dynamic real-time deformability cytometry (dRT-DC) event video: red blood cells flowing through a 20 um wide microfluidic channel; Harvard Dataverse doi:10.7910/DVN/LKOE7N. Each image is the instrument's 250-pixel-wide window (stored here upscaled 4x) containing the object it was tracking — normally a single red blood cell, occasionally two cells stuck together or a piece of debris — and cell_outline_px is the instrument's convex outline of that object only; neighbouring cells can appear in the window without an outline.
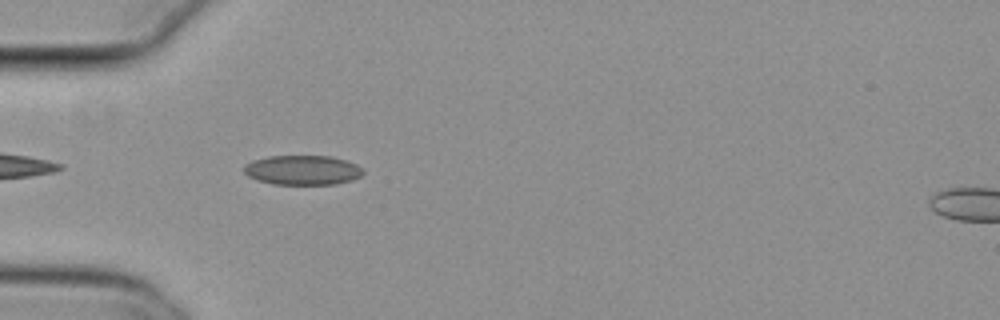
{"species": "common noctule bat (a hibernating species)", "species_latin": "Nyctalus noctula", "temperature_condition": "cold", "stored_images_in_passage": 41, "camera_frame_rate_fps": 3000, "um_per_image_px": 0.085, "animal": {"sex": "female", "body_mass_g": 29.2, "forearm_length_mm": 56.3}, "frame": {"image": 1, "passage_image": 4, "time_ms": 1.0, "image_size_px": [1000, 320], "cell_outline_px": [[364, 172], [360, 176], [352, 180], [336, 184], [272, 184], [248, 176], [244, 172], [244, 164], [252, 160], [268, 156], [332, 156], [356, 164], [364, 168]], "centroid_in_image_um": [25.73, 14.45], "position_along_channel_um": 59.3, "area_um2": 20.58}}
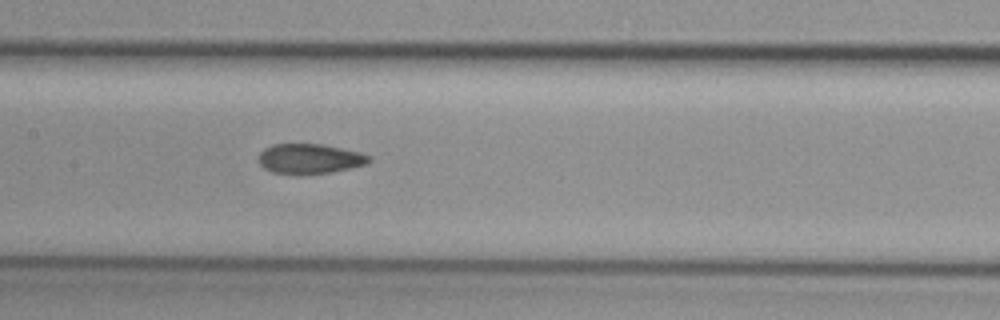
{"frame": {"image": 2, "passage_image": 14, "time_ms": 4.333, "image_size_px": [1000, 320], "cell_outline_px": [[372, 160], [368, 164], [352, 168], [332, 172], [296, 176], [272, 172], [264, 168], [260, 164], [260, 152], [264, 148], [272, 144], [324, 144], [360, 152], [368, 156]], "centroid_in_image_um": [26.33, 13.51], "position_along_channel_um": 181.1, "area_um2": 19.65}}
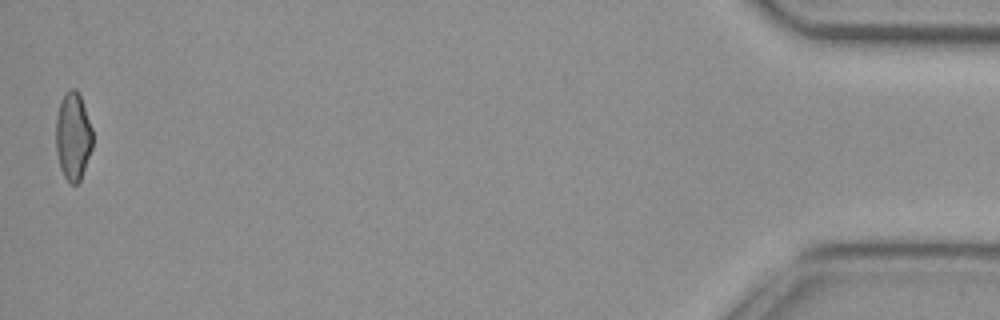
{"frame": {"image": 3, "passage_image": 41, "time_ms": 13.333, "image_size_px": [1000, 320], "cell_outline_px": [[92, 148], [80, 180], [76, 184], [68, 184], [60, 168], [56, 152], [56, 116], [60, 100], [64, 92], [68, 88], [76, 88], [80, 96], [92, 128]], "centroid_in_image_um": [6.19, 11.57], "position_along_channel_um": 429.0, "area_um2": 18.96}, "authors_computed_cell_mechanics": {"area_um2": 19.941, "velocity_mm_per_s": 3.8024, "shape_relaxation_time_tau1_ms": null, "shape_relaxation_time_tau2_ms": 2.6231, "deformation_change_tau1": null, "deformation_change_tau2": 0.0864}}